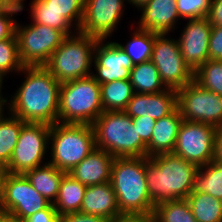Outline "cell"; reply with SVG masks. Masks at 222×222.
<instances>
[{
	"label": "cell",
	"mask_w": 222,
	"mask_h": 222,
	"mask_svg": "<svg viewBox=\"0 0 222 222\" xmlns=\"http://www.w3.org/2000/svg\"><path fill=\"white\" fill-rule=\"evenodd\" d=\"M25 81L9 100V111L24 122H58L61 83L44 66H24Z\"/></svg>",
	"instance_id": "cell-1"
},
{
	"label": "cell",
	"mask_w": 222,
	"mask_h": 222,
	"mask_svg": "<svg viewBox=\"0 0 222 222\" xmlns=\"http://www.w3.org/2000/svg\"><path fill=\"white\" fill-rule=\"evenodd\" d=\"M199 167L173 153L146 157V182L154 205L187 199Z\"/></svg>",
	"instance_id": "cell-2"
},
{
	"label": "cell",
	"mask_w": 222,
	"mask_h": 222,
	"mask_svg": "<svg viewBox=\"0 0 222 222\" xmlns=\"http://www.w3.org/2000/svg\"><path fill=\"white\" fill-rule=\"evenodd\" d=\"M146 157H117L112 165L111 184L120 214L152 217L155 205L146 182Z\"/></svg>",
	"instance_id": "cell-3"
},
{
	"label": "cell",
	"mask_w": 222,
	"mask_h": 222,
	"mask_svg": "<svg viewBox=\"0 0 222 222\" xmlns=\"http://www.w3.org/2000/svg\"><path fill=\"white\" fill-rule=\"evenodd\" d=\"M91 125L96 148L115 158L147 157V145L124 111H104Z\"/></svg>",
	"instance_id": "cell-4"
},
{
	"label": "cell",
	"mask_w": 222,
	"mask_h": 222,
	"mask_svg": "<svg viewBox=\"0 0 222 222\" xmlns=\"http://www.w3.org/2000/svg\"><path fill=\"white\" fill-rule=\"evenodd\" d=\"M103 112L100 84L91 75L61 83L59 123L91 125Z\"/></svg>",
	"instance_id": "cell-5"
},
{
	"label": "cell",
	"mask_w": 222,
	"mask_h": 222,
	"mask_svg": "<svg viewBox=\"0 0 222 222\" xmlns=\"http://www.w3.org/2000/svg\"><path fill=\"white\" fill-rule=\"evenodd\" d=\"M77 33L66 36L44 65L60 83L84 78L92 74L90 68L94 60V50L98 39L79 31Z\"/></svg>",
	"instance_id": "cell-6"
},
{
	"label": "cell",
	"mask_w": 222,
	"mask_h": 222,
	"mask_svg": "<svg viewBox=\"0 0 222 222\" xmlns=\"http://www.w3.org/2000/svg\"><path fill=\"white\" fill-rule=\"evenodd\" d=\"M49 164L68 173L96 147L94 131L90 124L55 123L51 125Z\"/></svg>",
	"instance_id": "cell-7"
},
{
	"label": "cell",
	"mask_w": 222,
	"mask_h": 222,
	"mask_svg": "<svg viewBox=\"0 0 222 222\" xmlns=\"http://www.w3.org/2000/svg\"><path fill=\"white\" fill-rule=\"evenodd\" d=\"M19 58L24 66H44L66 37L61 31L37 23H16Z\"/></svg>",
	"instance_id": "cell-8"
},
{
	"label": "cell",
	"mask_w": 222,
	"mask_h": 222,
	"mask_svg": "<svg viewBox=\"0 0 222 222\" xmlns=\"http://www.w3.org/2000/svg\"><path fill=\"white\" fill-rule=\"evenodd\" d=\"M50 204L34 189L25 174L3 173L1 213L24 221Z\"/></svg>",
	"instance_id": "cell-9"
},
{
	"label": "cell",
	"mask_w": 222,
	"mask_h": 222,
	"mask_svg": "<svg viewBox=\"0 0 222 222\" xmlns=\"http://www.w3.org/2000/svg\"><path fill=\"white\" fill-rule=\"evenodd\" d=\"M51 125L26 122L21 129L9 164L3 169L12 174H25L42 166V160L49 145ZM48 144V145H47Z\"/></svg>",
	"instance_id": "cell-10"
},
{
	"label": "cell",
	"mask_w": 222,
	"mask_h": 222,
	"mask_svg": "<svg viewBox=\"0 0 222 222\" xmlns=\"http://www.w3.org/2000/svg\"><path fill=\"white\" fill-rule=\"evenodd\" d=\"M177 108L184 120L215 128L222 125V96L202 88L194 80L177 90Z\"/></svg>",
	"instance_id": "cell-11"
},
{
	"label": "cell",
	"mask_w": 222,
	"mask_h": 222,
	"mask_svg": "<svg viewBox=\"0 0 222 222\" xmlns=\"http://www.w3.org/2000/svg\"><path fill=\"white\" fill-rule=\"evenodd\" d=\"M166 35L155 33L151 61L165 86L178 90L194 80V72L183 59L178 40Z\"/></svg>",
	"instance_id": "cell-12"
},
{
	"label": "cell",
	"mask_w": 222,
	"mask_h": 222,
	"mask_svg": "<svg viewBox=\"0 0 222 222\" xmlns=\"http://www.w3.org/2000/svg\"><path fill=\"white\" fill-rule=\"evenodd\" d=\"M215 129L212 125L183 120L172 153L198 167L210 163L214 158Z\"/></svg>",
	"instance_id": "cell-13"
},
{
	"label": "cell",
	"mask_w": 222,
	"mask_h": 222,
	"mask_svg": "<svg viewBox=\"0 0 222 222\" xmlns=\"http://www.w3.org/2000/svg\"><path fill=\"white\" fill-rule=\"evenodd\" d=\"M123 3L124 0H84L79 32L97 39H106L121 20Z\"/></svg>",
	"instance_id": "cell-14"
},
{
	"label": "cell",
	"mask_w": 222,
	"mask_h": 222,
	"mask_svg": "<svg viewBox=\"0 0 222 222\" xmlns=\"http://www.w3.org/2000/svg\"><path fill=\"white\" fill-rule=\"evenodd\" d=\"M103 41L105 39H98L95 45L93 63L97 72L92 73L91 76L99 84L115 80H129L130 71L134 67L131 58L118 42L103 43Z\"/></svg>",
	"instance_id": "cell-15"
},
{
	"label": "cell",
	"mask_w": 222,
	"mask_h": 222,
	"mask_svg": "<svg viewBox=\"0 0 222 222\" xmlns=\"http://www.w3.org/2000/svg\"><path fill=\"white\" fill-rule=\"evenodd\" d=\"M178 42L186 64L195 72L208 60L212 26L207 17L188 19Z\"/></svg>",
	"instance_id": "cell-16"
},
{
	"label": "cell",
	"mask_w": 222,
	"mask_h": 222,
	"mask_svg": "<svg viewBox=\"0 0 222 222\" xmlns=\"http://www.w3.org/2000/svg\"><path fill=\"white\" fill-rule=\"evenodd\" d=\"M177 108V90L166 88L158 93H134L124 112L133 117H151L158 120Z\"/></svg>",
	"instance_id": "cell-17"
},
{
	"label": "cell",
	"mask_w": 222,
	"mask_h": 222,
	"mask_svg": "<svg viewBox=\"0 0 222 222\" xmlns=\"http://www.w3.org/2000/svg\"><path fill=\"white\" fill-rule=\"evenodd\" d=\"M142 15L139 29L156 34H167L175 27L180 19L176 0H150L140 7Z\"/></svg>",
	"instance_id": "cell-18"
},
{
	"label": "cell",
	"mask_w": 222,
	"mask_h": 222,
	"mask_svg": "<svg viewBox=\"0 0 222 222\" xmlns=\"http://www.w3.org/2000/svg\"><path fill=\"white\" fill-rule=\"evenodd\" d=\"M114 160L115 157L105 150L95 148L68 174L86 186L110 182Z\"/></svg>",
	"instance_id": "cell-19"
},
{
	"label": "cell",
	"mask_w": 222,
	"mask_h": 222,
	"mask_svg": "<svg viewBox=\"0 0 222 222\" xmlns=\"http://www.w3.org/2000/svg\"><path fill=\"white\" fill-rule=\"evenodd\" d=\"M80 212L99 216L108 221L120 216L111 182L87 186Z\"/></svg>",
	"instance_id": "cell-20"
},
{
	"label": "cell",
	"mask_w": 222,
	"mask_h": 222,
	"mask_svg": "<svg viewBox=\"0 0 222 222\" xmlns=\"http://www.w3.org/2000/svg\"><path fill=\"white\" fill-rule=\"evenodd\" d=\"M183 120L178 108L171 114L156 120L151 139L146 144L147 157L173 152Z\"/></svg>",
	"instance_id": "cell-21"
},
{
	"label": "cell",
	"mask_w": 222,
	"mask_h": 222,
	"mask_svg": "<svg viewBox=\"0 0 222 222\" xmlns=\"http://www.w3.org/2000/svg\"><path fill=\"white\" fill-rule=\"evenodd\" d=\"M66 172L45 163L25 173L34 189L47 201L54 204L59 193L61 179Z\"/></svg>",
	"instance_id": "cell-22"
},
{
	"label": "cell",
	"mask_w": 222,
	"mask_h": 222,
	"mask_svg": "<svg viewBox=\"0 0 222 222\" xmlns=\"http://www.w3.org/2000/svg\"><path fill=\"white\" fill-rule=\"evenodd\" d=\"M87 186L65 173L61 179L59 193L53 206L59 216L80 212Z\"/></svg>",
	"instance_id": "cell-23"
},
{
	"label": "cell",
	"mask_w": 222,
	"mask_h": 222,
	"mask_svg": "<svg viewBox=\"0 0 222 222\" xmlns=\"http://www.w3.org/2000/svg\"><path fill=\"white\" fill-rule=\"evenodd\" d=\"M100 93L104 111H124L135 92L130 80H115L100 84Z\"/></svg>",
	"instance_id": "cell-24"
},
{
	"label": "cell",
	"mask_w": 222,
	"mask_h": 222,
	"mask_svg": "<svg viewBox=\"0 0 222 222\" xmlns=\"http://www.w3.org/2000/svg\"><path fill=\"white\" fill-rule=\"evenodd\" d=\"M129 80L135 93H158L167 88L151 60L134 65Z\"/></svg>",
	"instance_id": "cell-25"
},
{
	"label": "cell",
	"mask_w": 222,
	"mask_h": 222,
	"mask_svg": "<svg viewBox=\"0 0 222 222\" xmlns=\"http://www.w3.org/2000/svg\"><path fill=\"white\" fill-rule=\"evenodd\" d=\"M205 170V171H204ZM207 193L222 200V164L216 161L199 167L191 193Z\"/></svg>",
	"instance_id": "cell-26"
},
{
	"label": "cell",
	"mask_w": 222,
	"mask_h": 222,
	"mask_svg": "<svg viewBox=\"0 0 222 222\" xmlns=\"http://www.w3.org/2000/svg\"><path fill=\"white\" fill-rule=\"evenodd\" d=\"M187 201L196 222H222V200L207 193H190Z\"/></svg>",
	"instance_id": "cell-27"
},
{
	"label": "cell",
	"mask_w": 222,
	"mask_h": 222,
	"mask_svg": "<svg viewBox=\"0 0 222 222\" xmlns=\"http://www.w3.org/2000/svg\"><path fill=\"white\" fill-rule=\"evenodd\" d=\"M26 122L11 114L0 118V167L4 169L11 159L22 126Z\"/></svg>",
	"instance_id": "cell-28"
},
{
	"label": "cell",
	"mask_w": 222,
	"mask_h": 222,
	"mask_svg": "<svg viewBox=\"0 0 222 222\" xmlns=\"http://www.w3.org/2000/svg\"><path fill=\"white\" fill-rule=\"evenodd\" d=\"M153 222H196L187 199L161 202L154 207Z\"/></svg>",
	"instance_id": "cell-29"
},
{
	"label": "cell",
	"mask_w": 222,
	"mask_h": 222,
	"mask_svg": "<svg viewBox=\"0 0 222 222\" xmlns=\"http://www.w3.org/2000/svg\"><path fill=\"white\" fill-rule=\"evenodd\" d=\"M31 15L34 23L46 25L61 31L65 36L71 33V24L61 14L48 6L44 0H32Z\"/></svg>",
	"instance_id": "cell-30"
},
{
	"label": "cell",
	"mask_w": 222,
	"mask_h": 222,
	"mask_svg": "<svg viewBox=\"0 0 222 222\" xmlns=\"http://www.w3.org/2000/svg\"><path fill=\"white\" fill-rule=\"evenodd\" d=\"M133 37L125 46L118 43L120 47L131 58L134 65L151 60L155 33L148 30L136 29Z\"/></svg>",
	"instance_id": "cell-31"
},
{
	"label": "cell",
	"mask_w": 222,
	"mask_h": 222,
	"mask_svg": "<svg viewBox=\"0 0 222 222\" xmlns=\"http://www.w3.org/2000/svg\"><path fill=\"white\" fill-rule=\"evenodd\" d=\"M194 81L222 96V61L208 59L194 72Z\"/></svg>",
	"instance_id": "cell-32"
},
{
	"label": "cell",
	"mask_w": 222,
	"mask_h": 222,
	"mask_svg": "<svg viewBox=\"0 0 222 222\" xmlns=\"http://www.w3.org/2000/svg\"><path fill=\"white\" fill-rule=\"evenodd\" d=\"M19 58L18 43L16 35L0 41V75L6 76L8 72L19 71L23 69Z\"/></svg>",
	"instance_id": "cell-33"
},
{
	"label": "cell",
	"mask_w": 222,
	"mask_h": 222,
	"mask_svg": "<svg viewBox=\"0 0 222 222\" xmlns=\"http://www.w3.org/2000/svg\"><path fill=\"white\" fill-rule=\"evenodd\" d=\"M79 31L84 14V0H44ZM75 20V21H74ZM76 26L74 25V22Z\"/></svg>",
	"instance_id": "cell-34"
},
{
	"label": "cell",
	"mask_w": 222,
	"mask_h": 222,
	"mask_svg": "<svg viewBox=\"0 0 222 222\" xmlns=\"http://www.w3.org/2000/svg\"><path fill=\"white\" fill-rule=\"evenodd\" d=\"M211 0H176L180 18L196 19L206 17L210 10Z\"/></svg>",
	"instance_id": "cell-35"
},
{
	"label": "cell",
	"mask_w": 222,
	"mask_h": 222,
	"mask_svg": "<svg viewBox=\"0 0 222 222\" xmlns=\"http://www.w3.org/2000/svg\"><path fill=\"white\" fill-rule=\"evenodd\" d=\"M24 0H14L6 9L0 11V41L15 35L16 21L11 17L24 8Z\"/></svg>",
	"instance_id": "cell-36"
},
{
	"label": "cell",
	"mask_w": 222,
	"mask_h": 222,
	"mask_svg": "<svg viewBox=\"0 0 222 222\" xmlns=\"http://www.w3.org/2000/svg\"><path fill=\"white\" fill-rule=\"evenodd\" d=\"M208 59L222 61V26H212Z\"/></svg>",
	"instance_id": "cell-37"
},
{
	"label": "cell",
	"mask_w": 222,
	"mask_h": 222,
	"mask_svg": "<svg viewBox=\"0 0 222 222\" xmlns=\"http://www.w3.org/2000/svg\"><path fill=\"white\" fill-rule=\"evenodd\" d=\"M156 120L151 117H133L132 123L138 132L140 139L147 144L152 136Z\"/></svg>",
	"instance_id": "cell-38"
},
{
	"label": "cell",
	"mask_w": 222,
	"mask_h": 222,
	"mask_svg": "<svg viewBox=\"0 0 222 222\" xmlns=\"http://www.w3.org/2000/svg\"><path fill=\"white\" fill-rule=\"evenodd\" d=\"M59 217L53 204H50L46 209L36 212L24 222H58Z\"/></svg>",
	"instance_id": "cell-39"
},
{
	"label": "cell",
	"mask_w": 222,
	"mask_h": 222,
	"mask_svg": "<svg viewBox=\"0 0 222 222\" xmlns=\"http://www.w3.org/2000/svg\"><path fill=\"white\" fill-rule=\"evenodd\" d=\"M58 222H108V220L91 214L73 212L61 215Z\"/></svg>",
	"instance_id": "cell-40"
},
{
	"label": "cell",
	"mask_w": 222,
	"mask_h": 222,
	"mask_svg": "<svg viewBox=\"0 0 222 222\" xmlns=\"http://www.w3.org/2000/svg\"><path fill=\"white\" fill-rule=\"evenodd\" d=\"M206 17L211 26H222V0H211L210 10Z\"/></svg>",
	"instance_id": "cell-41"
},
{
	"label": "cell",
	"mask_w": 222,
	"mask_h": 222,
	"mask_svg": "<svg viewBox=\"0 0 222 222\" xmlns=\"http://www.w3.org/2000/svg\"><path fill=\"white\" fill-rule=\"evenodd\" d=\"M213 161L222 164V125L215 129Z\"/></svg>",
	"instance_id": "cell-42"
},
{
	"label": "cell",
	"mask_w": 222,
	"mask_h": 222,
	"mask_svg": "<svg viewBox=\"0 0 222 222\" xmlns=\"http://www.w3.org/2000/svg\"><path fill=\"white\" fill-rule=\"evenodd\" d=\"M108 222H153V219L144 215L121 214Z\"/></svg>",
	"instance_id": "cell-43"
},
{
	"label": "cell",
	"mask_w": 222,
	"mask_h": 222,
	"mask_svg": "<svg viewBox=\"0 0 222 222\" xmlns=\"http://www.w3.org/2000/svg\"><path fill=\"white\" fill-rule=\"evenodd\" d=\"M0 222H24L18 218L12 217L8 214L0 213Z\"/></svg>",
	"instance_id": "cell-44"
},
{
	"label": "cell",
	"mask_w": 222,
	"mask_h": 222,
	"mask_svg": "<svg viewBox=\"0 0 222 222\" xmlns=\"http://www.w3.org/2000/svg\"><path fill=\"white\" fill-rule=\"evenodd\" d=\"M127 1L133 4V6L135 5V7H138L137 9H139L142 5H144L150 0H127Z\"/></svg>",
	"instance_id": "cell-45"
},
{
	"label": "cell",
	"mask_w": 222,
	"mask_h": 222,
	"mask_svg": "<svg viewBox=\"0 0 222 222\" xmlns=\"http://www.w3.org/2000/svg\"><path fill=\"white\" fill-rule=\"evenodd\" d=\"M14 0H0V11L6 9Z\"/></svg>",
	"instance_id": "cell-46"
},
{
	"label": "cell",
	"mask_w": 222,
	"mask_h": 222,
	"mask_svg": "<svg viewBox=\"0 0 222 222\" xmlns=\"http://www.w3.org/2000/svg\"><path fill=\"white\" fill-rule=\"evenodd\" d=\"M6 98H4V97H0V118L2 117V116H4L3 115V109H4V105H6L5 103H7V100H5Z\"/></svg>",
	"instance_id": "cell-47"
},
{
	"label": "cell",
	"mask_w": 222,
	"mask_h": 222,
	"mask_svg": "<svg viewBox=\"0 0 222 222\" xmlns=\"http://www.w3.org/2000/svg\"><path fill=\"white\" fill-rule=\"evenodd\" d=\"M2 178H3V174H0V213H1Z\"/></svg>",
	"instance_id": "cell-48"
},
{
	"label": "cell",
	"mask_w": 222,
	"mask_h": 222,
	"mask_svg": "<svg viewBox=\"0 0 222 222\" xmlns=\"http://www.w3.org/2000/svg\"><path fill=\"white\" fill-rule=\"evenodd\" d=\"M2 81H3V77L0 75V97H3L1 93V88H2V83H3Z\"/></svg>",
	"instance_id": "cell-49"
},
{
	"label": "cell",
	"mask_w": 222,
	"mask_h": 222,
	"mask_svg": "<svg viewBox=\"0 0 222 222\" xmlns=\"http://www.w3.org/2000/svg\"><path fill=\"white\" fill-rule=\"evenodd\" d=\"M4 170L0 167V174H3Z\"/></svg>",
	"instance_id": "cell-50"
}]
</instances>
